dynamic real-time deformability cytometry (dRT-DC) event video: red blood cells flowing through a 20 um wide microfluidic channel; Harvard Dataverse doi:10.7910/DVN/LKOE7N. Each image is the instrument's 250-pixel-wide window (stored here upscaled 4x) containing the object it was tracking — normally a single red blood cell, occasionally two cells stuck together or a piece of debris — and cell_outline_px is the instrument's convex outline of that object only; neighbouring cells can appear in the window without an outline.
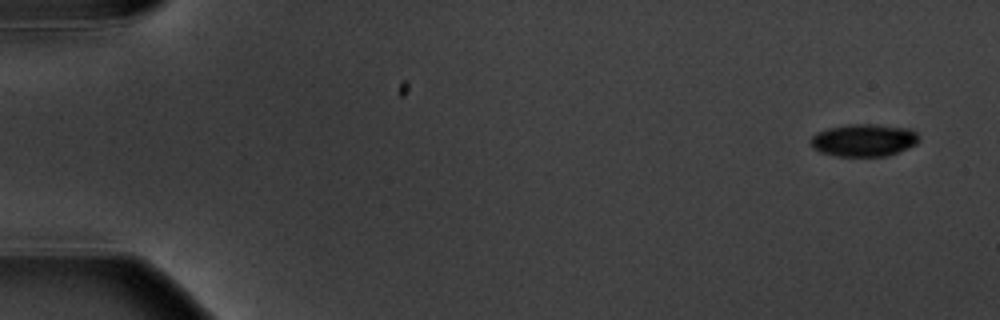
{"species": "common noctule bat (a hibernating species)", "species_latin": "Nyctalus noctula", "temperature_condition": "warm", "stored_images_in_passage": 8, "camera_frame_rate_fps": 3000, "um_per_image_px": 0.085, "animal": {"sex": "male", "body_mass_g": 20.1, "forearm_length_mm": 53.5}, "frame": {"image": 1, "passage_image": 1, "time_ms": 0.0, "image_size_px": [1000, 320], "cell_outline_px": [[920, 140], [916, 144], [888, 156], [836, 156], [820, 152], [812, 148], [812, 136], [816, 132], [828, 128], [848, 124], [876, 124], [912, 128], [920, 136]], "centroid_in_image_um": [73.46, 11.9], "position_along_channel_um": 11.5, "area_um2": 20.69}}
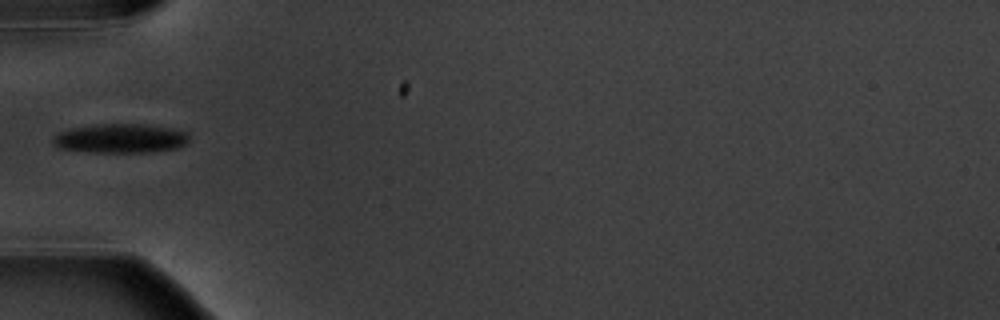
{"frame": {"image": 2, "passage_image": 5, "time_ms": 5.667, "image_size_px": [1000, 320], "cell_outline_px": [[188, 140], [184, 144], [176, 148], [148, 152], [92, 152], [60, 148], [52, 144], [52, 136], [68, 128], [96, 124], [148, 124], [172, 128], [188, 132]], "centroid_in_image_um": [10.21, 11.75], "position_along_channel_um": 74.8, "area_um2": 23.29}}
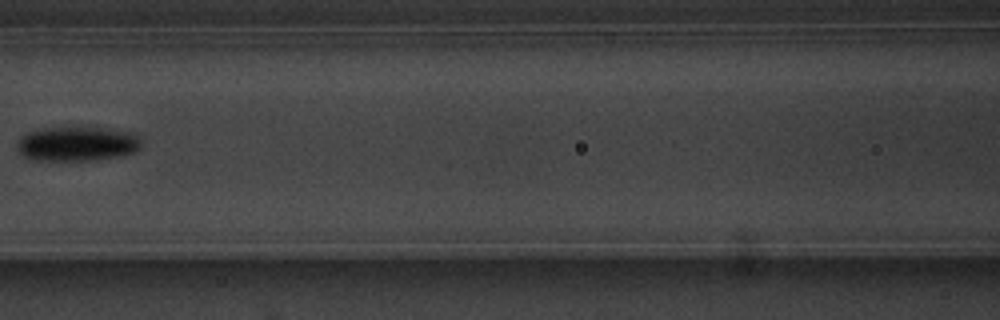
{"frame": {"image": 3, "passage_image": 7, "time_ms": 8.0, "image_size_px": [1000, 320], "cell_outline_px": [[140, 148], [136, 152], [124, 156], [96, 160], [36, 160], [24, 156], [16, 148], [20, 136], [28, 132], [40, 128], [104, 128], [136, 132], [140, 140]], "centroid_in_image_um": [6.6, 12.23], "position_along_channel_um": 160.0, "area_um2": 25.2}}